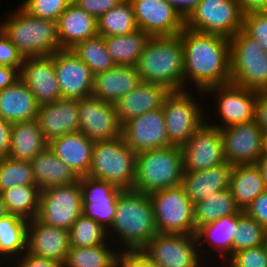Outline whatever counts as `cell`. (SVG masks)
<instances>
[{
    "mask_svg": "<svg viewBox=\"0 0 267 267\" xmlns=\"http://www.w3.org/2000/svg\"><path fill=\"white\" fill-rule=\"evenodd\" d=\"M138 29L150 37L178 35L185 19L166 0H129Z\"/></svg>",
    "mask_w": 267,
    "mask_h": 267,
    "instance_id": "17",
    "label": "cell"
},
{
    "mask_svg": "<svg viewBox=\"0 0 267 267\" xmlns=\"http://www.w3.org/2000/svg\"><path fill=\"white\" fill-rule=\"evenodd\" d=\"M149 38L140 29L125 35L104 37L111 59L119 66H135Z\"/></svg>",
    "mask_w": 267,
    "mask_h": 267,
    "instance_id": "35",
    "label": "cell"
},
{
    "mask_svg": "<svg viewBox=\"0 0 267 267\" xmlns=\"http://www.w3.org/2000/svg\"><path fill=\"white\" fill-rule=\"evenodd\" d=\"M240 211L229 189L211 193L194 204L196 231L203 225L215 222L221 217L236 215Z\"/></svg>",
    "mask_w": 267,
    "mask_h": 267,
    "instance_id": "36",
    "label": "cell"
},
{
    "mask_svg": "<svg viewBox=\"0 0 267 267\" xmlns=\"http://www.w3.org/2000/svg\"><path fill=\"white\" fill-rule=\"evenodd\" d=\"M222 267H267V252L264 244L234 252Z\"/></svg>",
    "mask_w": 267,
    "mask_h": 267,
    "instance_id": "46",
    "label": "cell"
},
{
    "mask_svg": "<svg viewBox=\"0 0 267 267\" xmlns=\"http://www.w3.org/2000/svg\"><path fill=\"white\" fill-rule=\"evenodd\" d=\"M37 120L46 141L79 131L77 99H60L39 105Z\"/></svg>",
    "mask_w": 267,
    "mask_h": 267,
    "instance_id": "23",
    "label": "cell"
},
{
    "mask_svg": "<svg viewBox=\"0 0 267 267\" xmlns=\"http://www.w3.org/2000/svg\"><path fill=\"white\" fill-rule=\"evenodd\" d=\"M264 247H265L266 252H267V236L265 237Z\"/></svg>",
    "mask_w": 267,
    "mask_h": 267,
    "instance_id": "60",
    "label": "cell"
},
{
    "mask_svg": "<svg viewBox=\"0 0 267 267\" xmlns=\"http://www.w3.org/2000/svg\"><path fill=\"white\" fill-rule=\"evenodd\" d=\"M257 94V91L249 90L232 83L207 89L204 92L203 100L206 99V96H209L208 98L211 96V98L214 97V101L212 102H214L213 106H215H211V111L215 114L213 115L210 110L205 111V122L213 127L222 129L233 124L254 121ZM213 116H217L215 120Z\"/></svg>",
    "mask_w": 267,
    "mask_h": 267,
    "instance_id": "9",
    "label": "cell"
},
{
    "mask_svg": "<svg viewBox=\"0 0 267 267\" xmlns=\"http://www.w3.org/2000/svg\"><path fill=\"white\" fill-rule=\"evenodd\" d=\"M256 165L259 167L260 172L262 174V178L264 180V185L267 190V150L260 156L257 160Z\"/></svg>",
    "mask_w": 267,
    "mask_h": 267,
    "instance_id": "58",
    "label": "cell"
},
{
    "mask_svg": "<svg viewBox=\"0 0 267 267\" xmlns=\"http://www.w3.org/2000/svg\"><path fill=\"white\" fill-rule=\"evenodd\" d=\"M170 92L163 85L142 82L114 104L120 124L123 125L134 117L162 108Z\"/></svg>",
    "mask_w": 267,
    "mask_h": 267,
    "instance_id": "24",
    "label": "cell"
},
{
    "mask_svg": "<svg viewBox=\"0 0 267 267\" xmlns=\"http://www.w3.org/2000/svg\"><path fill=\"white\" fill-rule=\"evenodd\" d=\"M82 203H94L100 201H117L122 188L112 183L96 180L88 176L80 177Z\"/></svg>",
    "mask_w": 267,
    "mask_h": 267,
    "instance_id": "43",
    "label": "cell"
},
{
    "mask_svg": "<svg viewBox=\"0 0 267 267\" xmlns=\"http://www.w3.org/2000/svg\"><path fill=\"white\" fill-rule=\"evenodd\" d=\"M40 192L36 185H20L1 194L9 213L30 220L38 215Z\"/></svg>",
    "mask_w": 267,
    "mask_h": 267,
    "instance_id": "38",
    "label": "cell"
},
{
    "mask_svg": "<svg viewBox=\"0 0 267 267\" xmlns=\"http://www.w3.org/2000/svg\"><path fill=\"white\" fill-rule=\"evenodd\" d=\"M98 35H125L138 30L131 2L123 0L97 19Z\"/></svg>",
    "mask_w": 267,
    "mask_h": 267,
    "instance_id": "37",
    "label": "cell"
},
{
    "mask_svg": "<svg viewBox=\"0 0 267 267\" xmlns=\"http://www.w3.org/2000/svg\"><path fill=\"white\" fill-rule=\"evenodd\" d=\"M39 104L35 95L19 78L0 90V117L11 123L37 119Z\"/></svg>",
    "mask_w": 267,
    "mask_h": 267,
    "instance_id": "29",
    "label": "cell"
},
{
    "mask_svg": "<svg viewBox=\"0 0 267 267\" xmlns=\"http://www.w3.org/2000/svg\"><path fill=\"white\" fill-rule=\"evenodd\" d=\"M243 17L238 0H202L185 19V28L230 39L242 30Z\"/></svg>",
    "mask_w": 267,
    "mask_h": 267,
    "instance_id": "11",
    "label": "cell"
},
{
    "mask_svg": "<svg viewBox=\"0 0 267 267\" xmlns=\"http://www.w3.org/2000/svg\"><path fill=\"white\" fill-rule=\"evenodd\" d=\"M254 121L267 134V95L264 92H258L255 103Z\"/></svg>",
    "mask_w": 267,
    "mask_h": 267,
    "instance_id": "53",
    "label": "cell"
},
{
    "mask_svg": "<svg viewBox=\"0 0 267 267\" xmlns=\"http://www.w3.org/2000/svg\"><path fill=\"white\" fill-rule=\"evenodd\" d=\"M117 201L82 203V215L91 218L108 230L115 217Z\"/></svg>",
    "mask_w": 267,
    "mask_h": 267,
    "instance_id": "47",
    "label": "cell"
},
{
    "mask_svg": "<svg viewBox=\"0 0 267 267\" xmlns=\"http://www.w3.org/2000/svg\"><path fill=\"white\" fill-rule=\"evenodd\" d=\"M229 190L236 206L244 211L258 195L266 190L259 167L256 164L234 166Z\"/></svg>",
    "mask_w": 267,
    "mask_h": 267,
    "instance_id": "33",
    "label": "cell"
},
{
    "mask_svg": "<svg viewBox=\"0 0 267 267\" xmlns=\"http://www.w3.org/2000/svg\"><path fill=\"white\" fill-rule=\"evenodd\" d=\"M71 50L89 67L94 76L115 66L101 35L78 42Z\"/></svg>",
    "mask_w": 267,
    "mask_h": 267,
    "instance_id": "39",
    "label": "cell"
},
{
    "mask_svg": "<svg viewBox=\"0 0 267 267\" xmlns=\"http://www.w3.org/2000/svg\"><path fill=\"white\" fill-rule=\"evenodd\" d=\"M111 244V245H110ZM118 250L108 239L90 247L70 246L64 267H118Z\"/></svg>",
    "mask_w": 267,
    "mask_h": 267,
    "instance_id": "34",
    "label": "cell"
},
{
    "mask_svg": "<svg viewBox=\"0 0 267 267\" xmlns=\"http://www.w3.org/2000/svg\"><path fill=\"white\" fill-rule=\"evenodd\" d=\"M79 131L90 140L103 141L122 135L115 106L101 99L88 97L78 100Z\"/></svg>",
    "mask_w": 267,
    "mask_h": 267,
    "instance_id": "18",
    "label": "cell"
},
{
    "mask_svg": "<svg viewBox=\"0 0 267 267\" xmlns=\"http://www.w3.org/2000/svg\"><path fill=\"white\" fill-rule=\"evenodd\" d=\"M36 186L46 189L79 181L80 177L59 159L48 146L31 161Z\"/></svg>",
    "mask_w": 267,
    "mask_h": 267,
    "instance_id": "30",
    "label": "cell"
},
{
    "mask_svg": "<svg viewBox=\"0 0 267 267\" xmlns=\"http://www.w3.org/2000/svg\"><path fill=\"white\" fill-rule=\"evenodd\" d=\"M28 224L29 220L16 214L0 218V262L5 267L26 252Z\"/></svg>",
    "mask_w": 267,
    "mask_h": 267,
    "instance_id": "32",
    "label": "cell"
},
{
    "mask_svg": "<svg viewBox=\"0 0 267 267\" xmlns=\"http://www.w3.org/2000/svg\"><path fill=\"white\" fill-rule=\"evenodd\" d=\"M69 247V230L47 225L37 217L29 220L27 252L64 265Z\"/></svg>",
    "mask_w": 267,
    "mask_h": 267,
    "instance_id": "21",
    "label": "cell"
},
{
    "mask_svg": "<svg viewBox=\"0 0 267 267\" xmlns=\"http://www.w3.org/2000/svg\"><path fill=\"white\" fill-rule=\"evenodd\" d=\"M230 83L257 92L267 88V52L242 30L229 39Z\"/></svg>",
    "mask_w": 267,
    "mask_h": 267,
    "instance_id": "8",
    "label": "cell"
},
{
    "mask_svg": "<svg viewBox=\"0 0 267 267\" xmlns=\"http://www.w3.org/2000/svg\"><path fill=\"white\" fill-rule=\"evenodd\" d=\"M94 141L78 131L49 142L50 149L79 176H88Z\"/></svg>",
    "mask_w": 267,
    "mask_h": 267,
    "instance_id": "27",
    "label": "cell"
},
{
    "mask_svg": "<svg viewBox=\"0 0 267 267\" xmlns=\"http://www.w3.org/2000/svg\"><path fill=\"white\" fill-rule=\"evenodd\" d=\"M184 171H201L225 163L219 128L204 122L181 147Z\"/></svg>",
    "mask_w": 267,
    "mask_h": 267,
    "instance_id": "15",
    "label": "cell"
},
{
    "mask_svg": "<svg viewBox=\"0 0 267 267\" xmlns=\"http://www.w3.org/2000/svg\"><path fill=\"white\" fill-rule=\"evenodd\" d=\"M70 246L90 247L108 240L107 230L100 224L81 215L69 229Z\"/></svg>",
    "mask_w": 267,
    "mask_h": 267,
    "instance_id": "41",
    "label": "cell"
},
{
    "mask_svg": "<svg viewBox=\"0 0 267 267\" xmlns=\"http://www.w3.org/2000/svg\"><path fill=\"white\" fill-rule=\"evenodd\" d=\"M8 214H9V211L3 200L2 194L0 193V218L5 217Z\"/></svg>",
    "mask_w": 267,
    "mask_h": 267,
    "instance_id": "59",
    "label": "cell"
},
{
    "mask_svg": "<svg viewBox=\"0 0 267 267\" xmlns=\"http://www.w3.org/2000/svg\"><path fill=\"white\" fill-rule=\"evenodd\" d=\"M135 168L136 153L122 136L94 142L88 177L112 183L123 190L133 189Z\"/></svg>",
    "mask_w": 267,
    "mask_h": 267,
    "instance_id": "6",
    "label": "cell"
},
{
    "mask_svg": "<svg viewBox=\"0 0 267 267\" xmlns=\"http://www.w3.org/2000/svg\"><path fill=\"white\" fill-rule=\"evenodd\" d=\"M19 77L35 95L39 105L62 99L53 59L50 56L24 58Z\"/></svg>",
    "mask_w": 267,
    "mask_h": 267,
    "instance_id": "20",
    "label": "cell"
},
{
    "mask_svg": "<svg viewBox=\"0 0 267 267\" xmlns=\"http://www.w3.org/2000/svg\"><path fill=\"white\" fill-rule=\"evenodd\" d=\"M233 169L234 165L225 162L201 171H184L180 186L195 204L211 193L229 189Z\"/></svg>",
    "mask_w": 267,
    "mask_h": 267,
    "instance_id": "25",
    "label": "cell"
},
{
    "mask_svg": "<svg viewBox=\"0 0 267 267\" xmlns=\"http://www.w3.org/2000/svg\"><path fill=\"white\" fill-rule=\"evenodd\" d=\"M13 123L0 117V158L8 157Z\"/></svg>",
    "mask_w": 267,
    "mask_h": 267,
    "instance_id": "54",
    "label": "cell"
},
{
    "mask_svg": "<svg viewBox=\"0 0 267 267\" xmlns=\"http://www.w3.org/2000/svg\"><path fill=\"white\" fill-rule=\"evenodd\" d=\"M142 82L184 90V59L178 35L150 37L135 65Z\"/></svg>",
    "mask_w": 267,
    "mask_h": 267,
    "instance_id": "3",
    "label": "cell"
},
{
    "mask_svg": "<svg viewBox=\"0 0 267 267\" xmlns=\"http://www.w3.org/2000/svg\"><path fill=\"white\" fill-rule=\"evenodd\" d=\"M265 150H267V134H266V138H265Z\"/></svg>",
    "mask_w": 267,
    "mask_h": 267,
    "instance_id": "61",
    "label": "cell"
},
{
    "mask_svg": "<svg viewBox=\"0 0 267 267\" xmlns=\"http://www.w3.org/2000/svg\"><path fill=\"white\" fill-rule=\"evenodd\" d=\"M142 83L135 66H119L94 76L92 97L115 104Z\"/></svg>",
    "mask_w": 267,
    "mask_h": 267,
    "instance_id": "26",
    "label": "cell"
},
{
    "mask_svg": "<svg viewBox=\"0 0 267 267\" xmlns=\"http://www.w3.org/2000/svg\"><path fill=\"white\" fill-rule=\"evenodd\" d=\"M225 161L231 165L256 164L265 151L264 131L255 121L220 129Z\"/></svg>",
    "mask_w": 267,
    "mask_h": 267,
    "instance_id": "14",
    "label": "cell"
},
{
    "mask_svg": "<svg viewBox=\"0 0 267 267\" xmlns=\"http://www.w3.org/2000/svg\"><path fill=\"white\" fill-rule=\"evenodd\" d=\"M157 233L149 195L134 189L122 190L114 221L107 230L108 239L120 251L139 250Z\"/></svg>",
    "mask_w": 267,
    "mask_h": 267,
    "instance_id": "2",
    "label": "cell"
},
{
    "mask_svg": "<svg viewBox=\"0 0 267 267\" xmlns=\"http://www.w3.org/2000/svg\"><path fill=\"white\" fill-rule=\"evenodd\" d=\"M12 265L14 267H64L62 263L33 255L27 251L12 261L8 267H13Z\"/></svg>",
    "mask_w": 267,
    "mask_h": 267,
    "instance_id": "52",
    "label": "cell"
},
{
    "mask_svg": "<svg viewBox=\"0 0 267 267\" xmlns=\"http://www.w3.org/2000/svg\"><path fill=\"white\" fill-rule=\"evenodd\" d=\"M19 78V71L17 69L0 66V90L9 87Z\"/></svg>",
    "mask_w": 267,
    "mask_h": 267,
    "instance_id": "56",
    "label": "cell"
},
{
    "mask_svg": "<svg viewBox=\"0 0 267 267\" xmlns=\"http://www.w3.org/2000/svg\"><path fill=\"white\" fill-rule=\"evenodd\" d=\"M236 230L237 214L221 217L215 222L201 226L196 231L195 235L202 259L208 264L209 261L210 263H212V261L216 262L217 259L212 257L216 256V258H219L218 262L224 264V261L233 254V238ZM204 247H206V249ZM209 252L210 254L212 252L213 255L207 256V254L209 255Z\"/></svg>",
    "mask_w": 267,
    "mask_h": 267,
    "instance_id": "22",
    "label": "cell"
},
{
    "mask_svg": "<svg viewBox=\"0 0 267 267\" xmlns=\"http://www.w3.org/2000/svg\"><path fill=\"white\" fill-rule=\"evenodd\" d=\"M72 0H22L20 6L30 15L57 21Z\"/></svg>",
    "mask_w": 267,
    "mask_h": 267,
    "instance_id": "44",
    "label": "cell"
},
{
    "mask_svg": "<svg viewBox=\"0 0 267 267\" xmlns=\"http://www.w3.org/2000/svg\"><path fill=\"white\" fill-rule=\"evenodd\" d=\"M244 13L267 11V0H238Z\"/></svg>",
    "mask_w": 267,
    "mask_h": 267,
    "instance_id": "57",
    "label": "cell"
},
{
    "mask_svg": "<svg viewBox=\"0 0 267 267\" xmlns=\"http://www.w3.org/2000/svg\"><path fill=\"white\" fill-rule=\"evenodd\" d=\"M118 267H157L142 250H123L118 255Z\"/></svg>",
    "mask_w": 267,
    "mask_h": 267,
    "instance_id": "49",
    "label": "cell"
},
{
    "mask_svg": "<svg viewBox=\"0 0 267 267\" xmlns=\"http://www.w3.org/2000/svg\"><path fill=\"white\" fill-rule=\"evenodd\" d=\"M266 229L244 211L237 214V230L233 238V253L263 245Z\"/></svg>",
    "mask_w": 267,
    "mask_h": 267,
    "instance_id": "42",
    "label": "cell"
},
{
    "mask_svg": "<svg viewBox=\"0 0 267 267\" xmlns=\"http://www.w3.org/2000/svg\"><path fill=\"white\" fill-rule=\"evenodd\" d=\"M50 57L53 59L62 99L92 97L94 75L71 49H60Z\"/></svg>",
    "mask_w": 267,
    "mask_h": 267,
    "instance_id": "16",
    "label": "cell"
},
{
    "mask_svg": "<svg viewBox=\"0 0 267 267\" xmlns=\"http://www.w3.org/2000/svg\"><path fill=\"white\" fill-rule=\"evenodd\" d=\"M124 142L136 153L170 147L163 108L146 112L122 125Z\"/></svg>",
    "mask_w": 267,
    "mask_h": 267,
    "instance_id": "19",
    "label": "cell"
},
{
    "mask_svg": "<svg viewBox=\"0 0 267 267\" xmlns=\"http://www.w3.org/2000/svg\"><path fill=\"white\" fill-rule=\"evenodd\" d=\"M20 185H36L31 162L0 158V193Z\"/></svg>",
    "mask_w": 267,
    "mask_h": 267,
    "instance_id": "40",
    "label": "cell"
},
{
    "mask_svg": "<svg viewBox=\"0 0 267 267\" xmlns=\"http://www.w3.org/2000/svg\"><path fill=\"white\" fill-rule=\"evenodd\" d=\"M23 60L15 45L0 29V66L12 67L20 72Z\"/></svg>",
    "mask_w": 267,
    "mask_h": 267,
    "instance_id": "48",
    "label": "cell"
},
{
    "mask_svg": "<svg viewBox=\"0 0 267 267\" xmlns=\"http://www.w3.org/2000/svg\"><path fill=\"white\" fill-rule=\"evenodd\" d=\"M186 19L202 0H166Z\"/></svg>",
    "mask_w": 267,
    "mask_h": 267,
    "instance_id": "55",
    "label": "cell"
},
{
    "mask_svg": "<svg viewBox=\"0 0 267 267\" xmlns=\"http://www.w3.org/2000/svg\"><path fill=\"white\" fill-rule=\"evenodd\" d=\"M6 14L0 29L23 58L47 57L61 49L55 21L32 16L20 5Z\"/></svg>",
    "mask_w": 267,
    "mask_h": 267,
    "instance_id": "4",
    "label": "cell"
},
{
    "mask_svg": "<svg viewBox=\"0 0 267 267\" xmlns=\"http://www.w3.org/2000/svg\"><path fill=\"white\" fill-rule=\"evenodd\" d=\"M123 0H72L78 7L98 19Z\"/></svg>",
    "mask_w": 267,
    "mask_h": 267,
    "instance_id": "50",
    "label": "cell"
},
{
    "mask_svg": "<svg viewBox=\"0 0 267 267\" xmlns=\"http://www.w3.org/2000/svg\"><path fill=\"white\" fill-rule=\"evenodd\" d=\"M82 215L79 181L41 190L37 218L47 225L69 230Z\"/></svg>",
    "mask_w": 267,
    "mask_h": 267,
    "instance_id": "12",
    "label": "cell"
},
{
    "mask_svg": "<svg viewBox=\"0 0 267 267\" xmlns=\"http://www.w3.org/2000/svg\"><path fill=\"white\" fill-rule=\"evenodd\" d=\"M149 195L158 233L196 234L194 204L179 185Z\"/></svg>",
    "mask_w": 267,
    "mask_h": 267,
    "instance_id": "10",
    "label": "cell"
},
{
    "mask_svg": "<svg viewBox=\"0 0 267 267\" xmlns=\"http://www.w3.org/2000/svg\"><path fill=\"white\" fill-rule=\"evenodd\" d=\"M56 24L61 49H71L78 42L98 35L97 19L73 2L58 17Z\"/></svg>",
    "mask_w": 267,
    "mask_h": 267,
    "instance_id": "28",
    "label": "cell"
},
{
    "mask_svg": "<svg viewBox=\"0 0 267 267\" xmlns=\"http://www.w3.org/2000/svg\"><path fill=\"white\" fill-rule=\"evenodd\" d=\"M142 250L157 267L208 266L201 257L195 234L157 233Z\"/></svg>",
    "mask_w": 267,
    "mask_h": 267,
    "instance_id": "13",
    "label": "cell"
},
{
    "mask_svg": "<svg viewBox=\"0 0 267 267\" xmlns=\"http://www.w3.org/2000/svg\"><path fill=\"white\" fill-rule=\"evenodd\" d=\"M193 92L171 91L165 98L163 115L168 140L172 146L182 147L205 122V111L210 107L206 108L207 104L203 105L201 102L204 92Z\"/></svg>",
    "mask_w": 267,
    "mask_h": 267,
    "instance_id": "7",
    "label": "cell"
},
{
    "mask_svg": "<svg viewBox=\"0 0 267 267\" xmlns=\"http://www.w3.org/2000/svg\"><path fill=\"white\" fill-rule=\"evenodd\" d=\"M48 145L49 143L42 134L37 119L15 122L12 127L11 147L8 157L15 160L31 161Z\"/></svg>",
    "mask_w": 267,
    "mask_h": 267,
    "instance_id": "31",
    "label": "cell"
},
{
    "mask_svg": "<svg viewBox=\"0 0 267 267\" xmlns=\"http://www.w3.org/2000/svg\"><path fill=\"white\" fill-rule=\"evenodd\" d=\"M242 31L267 52V11L244 13Z\"/></svg>",
    "mask_w": 267,
    "mask_h": 267,
    "instance_id": "45",
    "label": "cell"
},
{
    "mask_svg": "<svg viewBox=\"0 0 267 267\" xmlns=\"http://www.w3.org/2000/svg\"><path fill=\"white\" fill-rule=\"evenodd\" d=\"M183 156L179 146L155 148L136 154L133 189L150 194L179 186L183 176Z\"/></svg>",
    "mask_w": 267,
    "mask_h": 267,
    "instance_id": "5",
    "label": "cell"
},
{
    "mask_svg": "<svg viewBox=\"0 0 267 267\" xmlns=\"http://www.w3.org/2000/svg\"><path fill=\"white\" fill-rule=\"evenodd\" d=\"M179 37L183 47L184 90L205 92L230 83L229 38L186 28Z\"/></svg>",
    "mask_w": 267,
    "mask_h": 267,
    "instance_id": "1",
    "label": "cell"
},
{
    "mask_svg": "<svg viewBox=\"0 0 267 267\" xmlns=\"http://www.w3.org/2000/svg\"><path fill=\"white\" fill-rule=\"evenodd\" d=\"M251 218L255 219L265 229L267 228V190L258 195L244 210Z\"/></svg>",
    "mask_w": 267,
    "mask_h": 267,
    "instance_id": "51",
    "label": "cell"
}]
</instances>
